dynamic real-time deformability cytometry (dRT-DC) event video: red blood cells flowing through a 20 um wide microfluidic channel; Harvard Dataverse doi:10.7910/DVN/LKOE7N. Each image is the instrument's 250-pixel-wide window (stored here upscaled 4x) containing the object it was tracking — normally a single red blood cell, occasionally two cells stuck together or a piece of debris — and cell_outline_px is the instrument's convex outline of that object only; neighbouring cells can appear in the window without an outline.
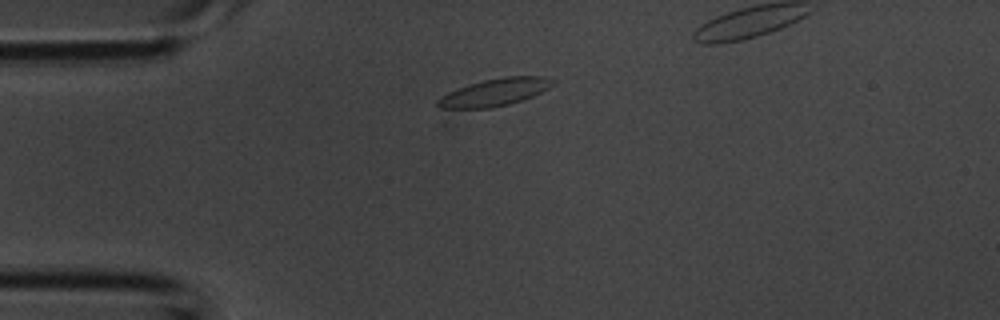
{"species": "common noctule bat (a hibernating species)", "species_latin": "Nyctalus noctula", "temperature_condition": "room temperature", "stored_images_in_passage": 3, "camera_frame_rate_fps": 3000, "um_per_image_px": 0.085, "animal": {"sex": "male", "body_mass_g": 20.1, "forearm_length_mm": 53.5}, "frame": {"image": 1, "passage_image": 3, "time_ms": 0.667, "image_size_px": [1000, 320], "cell_outline_px": [[556, 80], [548, 88], [524, 100], [492, 108], [440, 108], [436, 104], [436, 100], [440, 96], [448, 92], [468, 84], [484, 80], [504, 76], [544, 76]], "centroid_in_image_um": [42.04, 7.84], "position_along_channel_um": 43.0, "area_um2": 18.38}}